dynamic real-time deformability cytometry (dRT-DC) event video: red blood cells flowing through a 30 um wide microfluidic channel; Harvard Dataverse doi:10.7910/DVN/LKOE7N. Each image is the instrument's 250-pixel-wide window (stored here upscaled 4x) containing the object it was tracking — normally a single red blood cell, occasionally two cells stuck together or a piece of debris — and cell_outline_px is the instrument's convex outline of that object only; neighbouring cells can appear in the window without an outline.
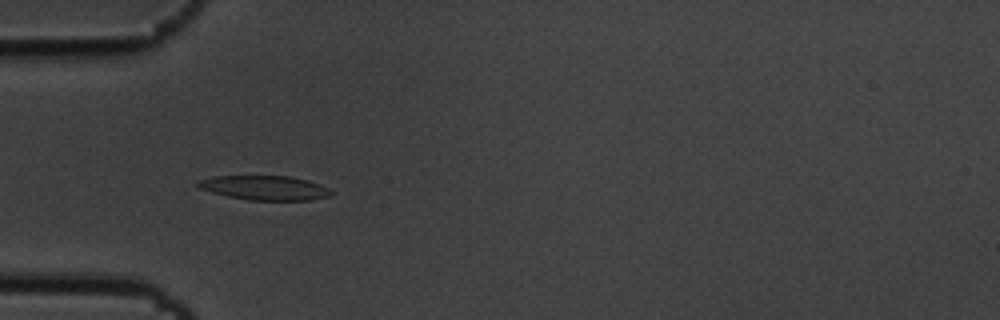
{"species": "common noctule bat (a hibernating species)", "species_latin": "Nyctalus noctula", "temperature_condition": "cold", "stored_images_in_passage": 7, "camera_frame_rate_fps": 3000, "um_per_image_px": 0.085, "animal": {"sex": "male", "body_mass_g": 19.5, "forearm_length_mm": 54.6}, "frame": {"image": 1, "passage_image": 6, "time_ms": 1.667, "image_size_px": [1000, 320], "cell_outline_px": [[332, 196], [308, 200], [248, 200], [228, 196], [196, 188], [192, 184], [196, 180], [212, 176], [288, 176], [308, 180], [320, 184], [328, 188], [332, 192]], "centroid_in_image_um": [22.42, 15.96], "position_along_channel_um": 62.6, "area_um2": 19.19}}
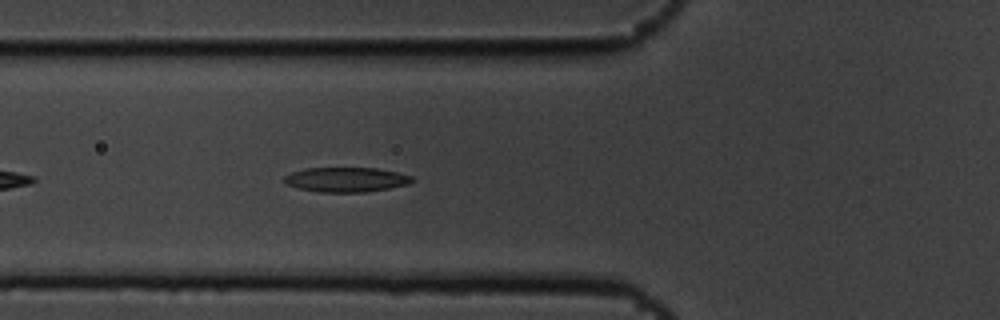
{"frame": {"image": 2, "passage_image": 7, "time_ms": 2.0, "image_size_px": [1000, 320], "cell_outline_px": [[416, 180], [408, 184], [368, 192], [320, 192], [300, 188], [288, 184], [284, 180], [284, 176], [292, 172], [304, 168], [376, 168], [396, 172], [412, 176]], "centroid_in_image_um": [29.45, 15.26], "position_along_channel_um": 96.3, "area_um2": 18.26}}